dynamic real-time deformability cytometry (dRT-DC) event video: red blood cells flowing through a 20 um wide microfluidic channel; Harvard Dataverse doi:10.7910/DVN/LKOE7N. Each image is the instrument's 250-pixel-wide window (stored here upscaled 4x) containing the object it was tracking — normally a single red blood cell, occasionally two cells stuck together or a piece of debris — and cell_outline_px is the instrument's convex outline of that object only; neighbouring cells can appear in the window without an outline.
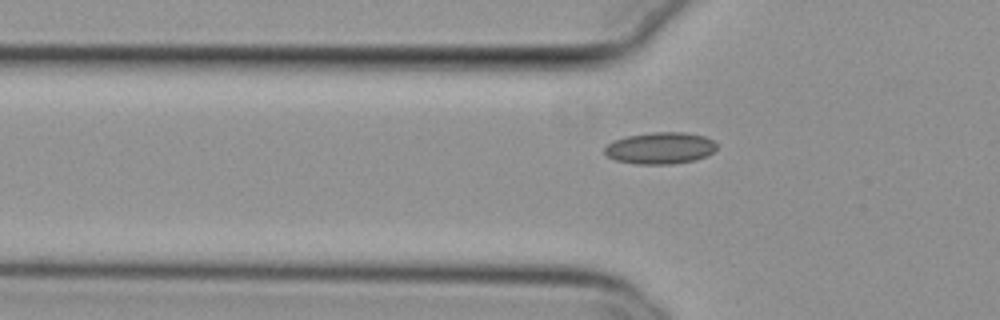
{"species": "common noctule bat (a hibernating species)", "species_latin": "Nyctalus noctula", "temperature_condition": "cold", "stored_images_in_passage": 41, "camera_frame_rate_fps": 3000, "um_per_image_px": 0.085, "animal": {"sex": "female", "body_mass_g": 29.2, "forearm_length_mm": 56.3}, "frame": {"image": 1, "passage_image": 7, "time_ms": 2.0, "image_size_px": [1000, 320], "cell_outline_px": [[716, 148], [712, 152], [696, 160], [672, 164], [636, 164], [616, 160], [608, 156], [604, 152], [604, 148], [612, 140], [628, 136], [652, 132], [688, 132], [704, 136], [712, 140], [716, 144]], "centroid_in_image_um": [56.11, 12.58], "position_along_channel_um": 69.7, "area_um2": 20.69}}
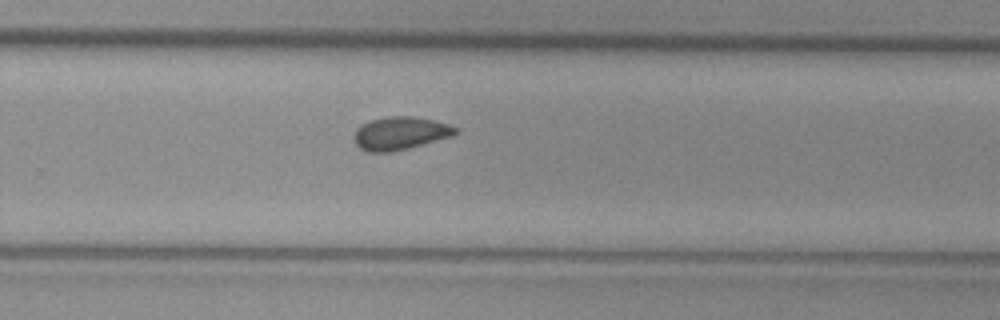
{"frame": {"image": 2, "passage_image": 25, "time_ms": 8.0, "image_size_px": [1000, 320], "cell_outline_px": [[460, 132], [452, 136], [408, 148], [392, 152], [368, 152], [360, 148], [352, 140], [352, 136], [356, 128], [360, 124], [368, 120], [388, 116], [416, 116], [448, 124], [456, 128]], "centroid_in_image_um": [33.96, 11.32], "position_along_channel_um": 295.8, "area_um2": 19.77}}
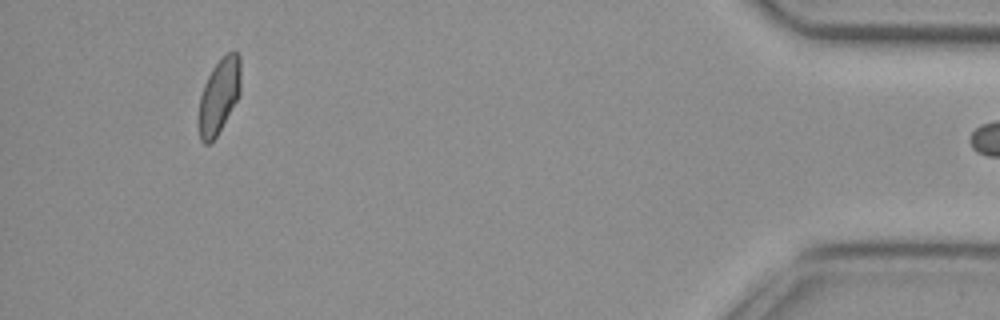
{"frame": {"image": 3, "passage_image": 40, "time_ms": 13.0, "image_size_px": [1000, 320], "cell_outline_px": [[240, 92], [236, 100], [216, 136], [208, 144], [204, 144], [200, 140], [196, 120], [200, 96], [204, 84], [212, 68], [220, 56], [232, 48], [240, 56]], "centroid_in_image_um": [18.58, 8.12], "position_along_channel_um": 416.6, "area_um2": 18.73}}